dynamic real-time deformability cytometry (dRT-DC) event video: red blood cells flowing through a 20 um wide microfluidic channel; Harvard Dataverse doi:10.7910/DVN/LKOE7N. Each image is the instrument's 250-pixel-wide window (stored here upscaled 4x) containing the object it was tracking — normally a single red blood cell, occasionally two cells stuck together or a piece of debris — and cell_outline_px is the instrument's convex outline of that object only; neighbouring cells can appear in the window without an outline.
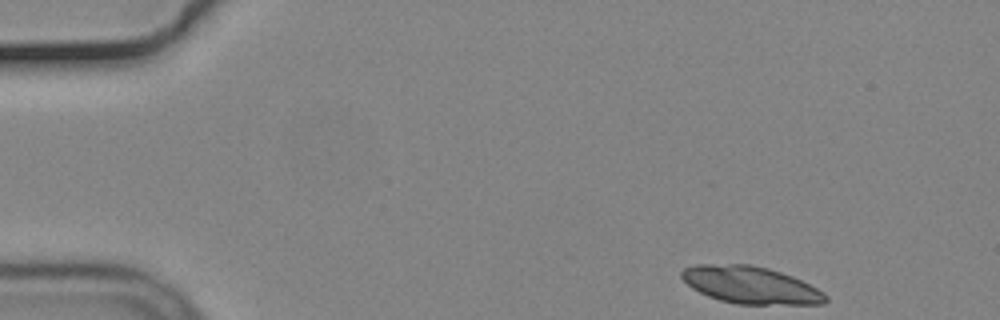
{"species": "common noctule bat (a hibernating species)", "species_latin": "Nyctalus noctula", "temperature_condition": "cold", "stored_images_in_passage": 16, "camera_frame_rate_fps": 3000, "um_per_image_px": 0.085, "animal": {"sex": "male", "body_mass_g": 19.2, "forearm_length_mm": 51.8}, "frame": {"image": 1, "passage_image": 1, "time_ms": 0.0, "image_size_px": [1000, 320], "cell_outline_px": [[828, 300], [824, 304], [740, 304], [720, 300], [708, 296], [692, 288], [680, 276], [680, 272], [684, 268], [696, 264], [752, 264], [768, 268], [792, 276], [824, 292], [828, 296]], "centroid_in_image_um": [63.8, 24.22], "position_along_channel_um": 21.2, "area_um2": 31.15}}